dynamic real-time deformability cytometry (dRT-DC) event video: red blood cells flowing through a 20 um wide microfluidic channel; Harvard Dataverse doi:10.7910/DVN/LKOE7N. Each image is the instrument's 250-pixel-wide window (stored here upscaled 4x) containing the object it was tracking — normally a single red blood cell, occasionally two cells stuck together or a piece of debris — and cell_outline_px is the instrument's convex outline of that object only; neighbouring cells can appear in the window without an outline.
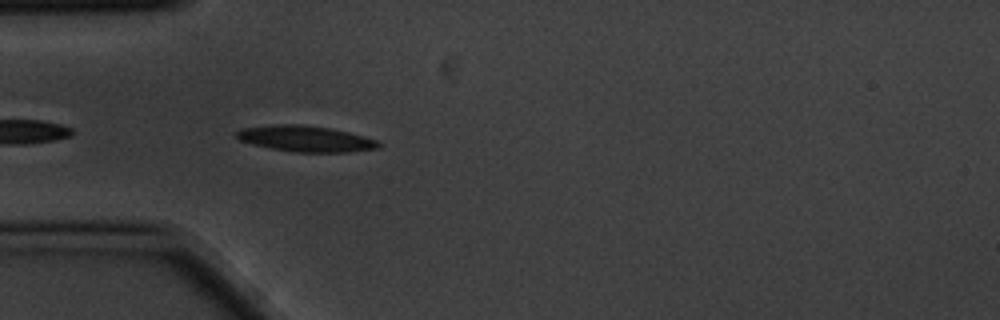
{"species": "common noctule bat (a hibernating species)", "species_latin": "Nyctalus noctula", "temperature_condition": "cold", "stored_images_in_passage": 4, "camera_frame_rate_fps": 3000, "um_per_image_px": 0.085, "animal": {"sex": "male", "body_mass_g": 20.1, "forearm_length_mm": 53.5}, "frame": {"image": 1, "passage_image": 4, "time_ms": 1.0, "image_size_px": [1000, 320], "cell_outline_px": [[380, 144], [376, 148], [348, 152], [296, 152], [272, 148], [252, 144], [240, 140], [236, 136], [236, 132], [240, 128], [276, 124], [300, 124], [328, 128], [348, 132], [380, 140]], "centroid_in_image_um": [25.97, 11.78], "position_along_channel_um": 59.0, "area_um2": 21.33}}